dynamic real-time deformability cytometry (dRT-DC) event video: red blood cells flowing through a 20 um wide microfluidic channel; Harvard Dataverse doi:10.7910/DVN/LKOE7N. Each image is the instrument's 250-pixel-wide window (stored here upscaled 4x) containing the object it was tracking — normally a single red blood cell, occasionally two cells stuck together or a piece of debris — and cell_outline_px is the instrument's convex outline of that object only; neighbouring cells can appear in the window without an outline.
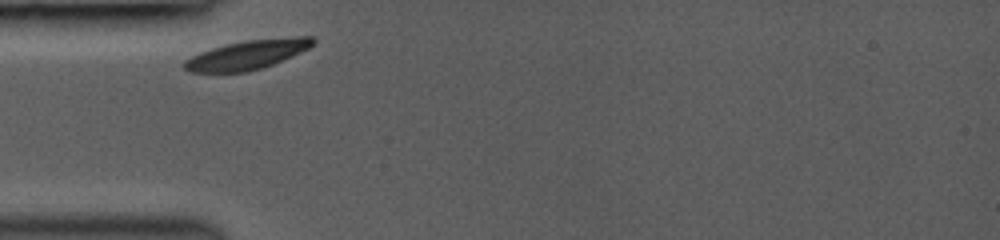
{"species": "common noctule bat (a hibernating species)", "species_latin": "Nyctalus noctula", "temperature_condition": "room temperature", "stored_images_in_passage": 5, "camera_frame_rate_fps": 3000, "um_per_image_px": 0.085, "animal": {"sex": "female", "body_mass_g": 19.0, "forearm_length_mm": 53.3}, "frame": {"image": 1, "passage_image": 1, "time_ms": 0.0, "image_size_px": [1000, 240], "cell_outline_px": [[316, 40], [308, 48], [300, 52], [272, 64], [260, 68], [244, 72], [188, 72], [180, 64], [184, 60], [200, 52], [212, 48], [244, 40], [296, 36], [312, 36]], "centroid_in_image_um": [20.98, 4.64], "position_along_channel_um": 64.0, "area_um2": 21.73}}
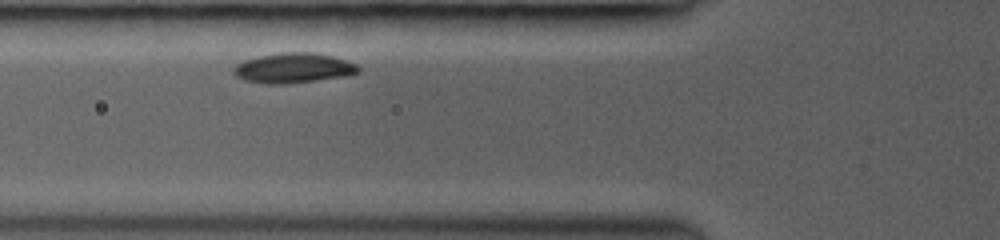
{"frame": {"image": 2, "passage_image": 2, "time_ms": 1.0, "image_size_px": [1000, 240], "cell_outline_px": [[360, 72], [344, 76], [288, 84], [268, 84], [244, 80], [236, 76], [232, 72], [232, 68], [236, 64], [244, 60], [260, 56], [280, 52], [316, 52], [332, 56], [356, 64], [360, 68]], "centroid_in_image_um": [24.91, 5.78], "position_along_channel_um": 100.9, "area_um2": 21.85}}
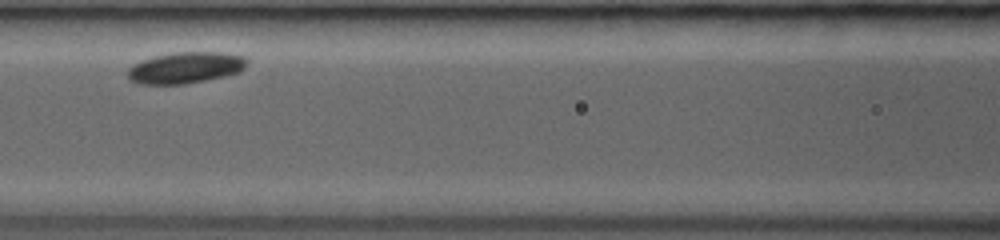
{"frame": {"image": 3, "passage_image": 4, "time_ms": 2.333, "image_size_px": [1000, 240], "cell_outline_px": [[248, 60], [244, 68], [240, 72], [224, 76], [184, 84], [136, 84], [128, 80], [128, 68], [132, 64], [140, 60], [152, 56], [172, 52], [228, 52], [244, 56]], "centroid_in_image_um": [15.73, 5.74], "position_along_channel_um": 150.9, "area_um2": 22.14}}